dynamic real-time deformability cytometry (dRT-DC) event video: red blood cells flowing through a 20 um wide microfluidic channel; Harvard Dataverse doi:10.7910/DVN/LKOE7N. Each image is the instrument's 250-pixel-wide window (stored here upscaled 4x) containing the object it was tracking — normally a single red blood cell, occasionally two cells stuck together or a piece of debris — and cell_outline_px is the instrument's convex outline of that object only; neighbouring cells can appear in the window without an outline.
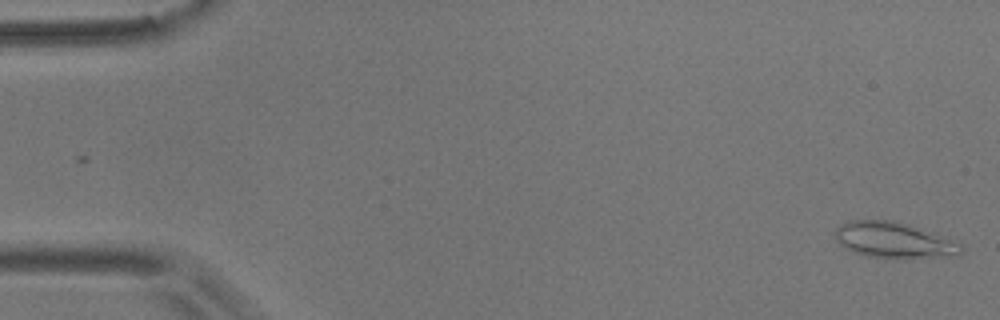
{"species": "common noctule bat (a hibernating species)", "species_latin": "Nyctalus noctula", "temperature_condition": "room temperature", "stored_images_in_passage": 56, "camera_frame_rate_fps": 3000, "um_per_image_px": 0.085, "animal": {"sex": "male", "body_mass_g": 17.9}, "frame": {"image": 1, "passage_image": 2, "time_ms": 0.333, "image_size_px": [1000, 320], "cell_outline_px": [[964, 248], [960, 256], [904, 260], [900, 260], [864, 256], [844, 248], [836, 240], [836, 228], [840, 224], [848, 220], [892, 220], [908, 224], [932, 232], [960, 244]], "centroid_in_image_um": [76.0, 20.46], "position_along_channel_um": 9.0, "area_um2": 27.05}}
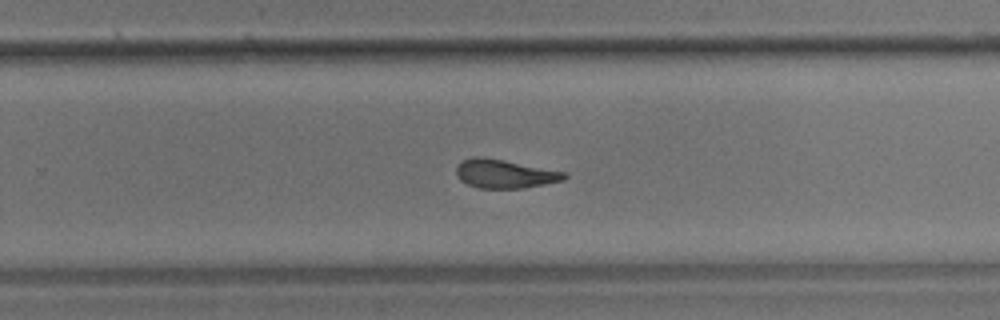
{"frame": {"image": 2, "passage_image": 36, "time_ms": 11.667, "image_size_px": [1000, 320], "cell_outline_px": [[568, 176], [564, 180], [524, 188], [480, 188], [468, 184], [460, 180], [456, 176], [456, 168], [464, 160], [476, 156], [484, 156], [568, 172]], "centroid_in_image_um": [42.93, 14.77], "position_along_channel_um": 286.9, "area_um2": 18.15}}
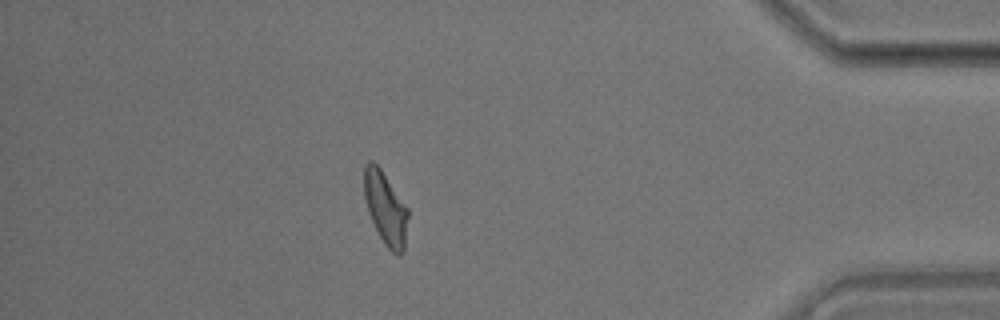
{"frame": {"image": 3, "passage_image": 49, "time_ms": 16.0, "image_size_px": [1000, 320], "cell_outline_px": [[408, 216], [404, 252], [392, 252], [384, 244], [368, 212], [364, 196], [364, 164], [368, 160], [372, 160], [380, 168], [408, 208]], "centroid_in_image_um": [32.76, 17.66], "position_along_channel_um": 402.4, "area_um2": 18.38}, "authors_computed_cell_mechanics": {"area_um2": 18.6694, "velocity_mm_per_s": 3.6324, "shape_relaxation_time_tau1_ms": 7.7372, "shape_relaxation_time_tau2_ms": 1.9764, "deformation_change_tau1": 0.2055, "deformation_change_tau2": 0.0936}}